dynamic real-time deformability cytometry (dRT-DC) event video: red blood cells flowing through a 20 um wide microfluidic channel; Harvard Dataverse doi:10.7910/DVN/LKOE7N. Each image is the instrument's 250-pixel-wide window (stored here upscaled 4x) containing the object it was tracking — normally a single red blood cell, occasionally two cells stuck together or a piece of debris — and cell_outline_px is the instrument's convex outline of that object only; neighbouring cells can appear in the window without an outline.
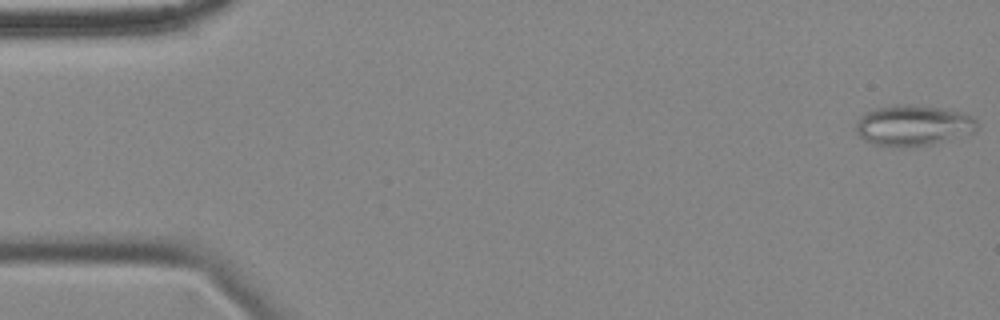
{"species": "common noctule bat (a hibernating species)", "species_latin": "Nyctalus noctula", "temperature_condition": "cold", "stored_images_in_passage": 56, "camera_frame_rate_fps": 3000, "um_per_image_px": 0.085, "animal": {"sex": "female", "body_mass_g": 18.4}, "frame": {"image": 1, "passage_image": 1, "time_ms": 0.0, "image_size_px": [1000, 320], "cell_outline_px": [[980, 124], [976, 132], [932, 144], [908, 148], [900, 148], [876, 144], [860, 136], [856, 128], [856, 120], [860, 116], [876, 108], [896, 104], [912, 104], [940, 108], [960, 112], [972, 116]], "centroid_in_image_um": [77.66, 10.66], "position_along_channel_um": 7.3, "area_um2": 28.9}}
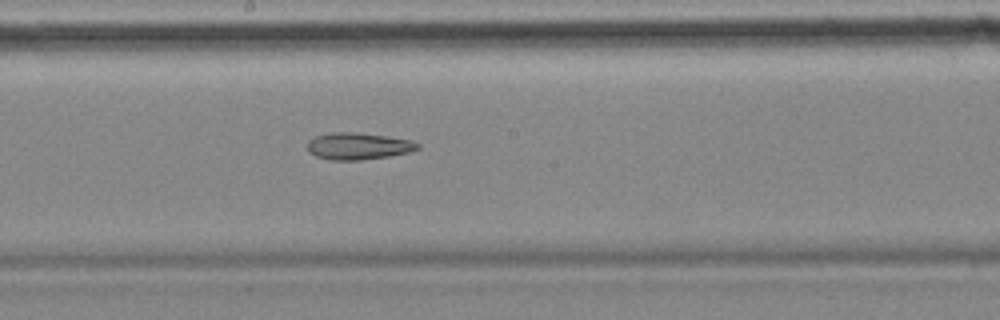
{"frame": {"image": 2, "passage_image": 30, "time_ms": 9.667, "image_size_px": [1000, 320], "cell_outline_px": [[420, 148], [408, 152], [388, 156], [360, 160], [332, 160], [316, 156], [308, 152], [308, 140], [316, 136], [332, 132], [352, 132], [388, 136], [412, 140], [420, 144]], "centroid_in_image_um": [30.45, 12.41], "position_along_channel_um": 217.7, "area_um2": 17.22}}
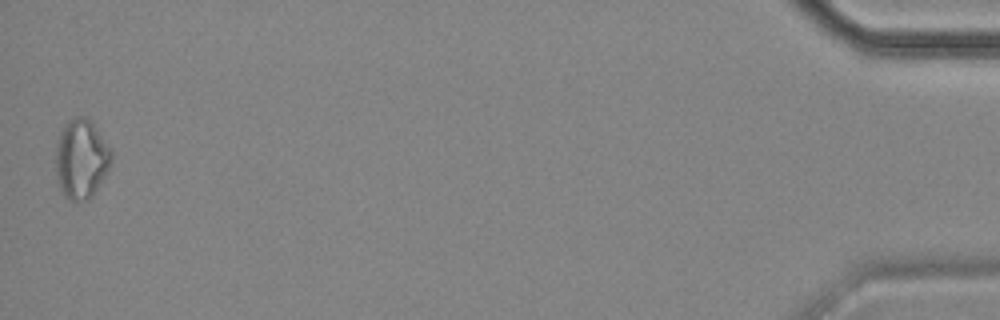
{"frame": {"image": 3, "passage_image": 56, "time_ms": 18.333, "image_size_px": [1000, 320], "cell_outline_px": [[112, 160], [104, 176], [92, 196], [88, 200], [68, 200], [64, 196], [60, 188], [56, 172], [56, 148], [60, 132], [64, 124], [68, 120], [76, 116], [84, 116], [92, 120], [112, 148]], "centroid_in_image_um": [6.92, 13.46], "position_along_channel_um": 428.3, "area_um2": 25.95}}